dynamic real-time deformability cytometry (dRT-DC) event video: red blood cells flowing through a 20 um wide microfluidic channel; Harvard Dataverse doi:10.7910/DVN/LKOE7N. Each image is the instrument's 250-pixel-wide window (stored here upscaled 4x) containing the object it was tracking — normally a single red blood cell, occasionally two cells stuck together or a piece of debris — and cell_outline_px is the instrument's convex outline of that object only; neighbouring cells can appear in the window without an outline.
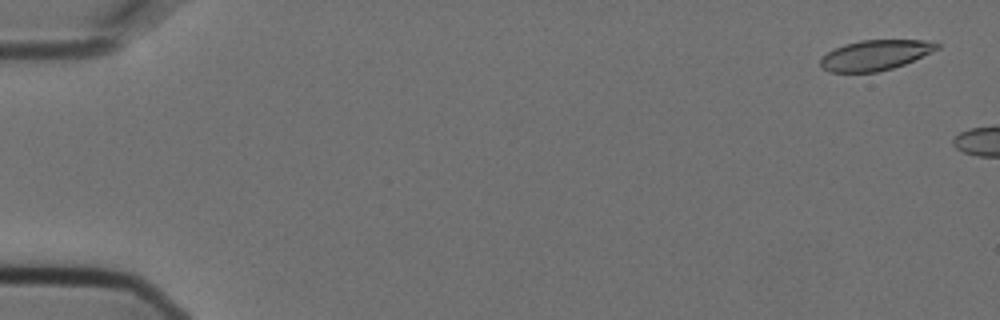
{"species": "Egyptian fruit bat (a non-hibernating species)", "species_latin": "Rousettus aegyptiacus", "temperature_condition": "cold", "stored_images_in_passage": 2, "camera_frame_rate_fps": 3000, "um_per_image_px": 0.085, "animal": {"sex": "female"}, "frame": {"image": 1, "passage_image": 1, "time_ms": 0.0, "image_size_px": [1000, 320], "cell_outline_px": [[940, 48], [904, 64], [892, 68], [876, 72], [828, 72], [820, 64], [820, 60], [828, 52], [844, 44], [860, 40], [924, 40], [940, 44]], "centroid_in_image_um": [74.39, 4.68], "position_along_channel_um": 10.6, "area_um2": 20.29}}